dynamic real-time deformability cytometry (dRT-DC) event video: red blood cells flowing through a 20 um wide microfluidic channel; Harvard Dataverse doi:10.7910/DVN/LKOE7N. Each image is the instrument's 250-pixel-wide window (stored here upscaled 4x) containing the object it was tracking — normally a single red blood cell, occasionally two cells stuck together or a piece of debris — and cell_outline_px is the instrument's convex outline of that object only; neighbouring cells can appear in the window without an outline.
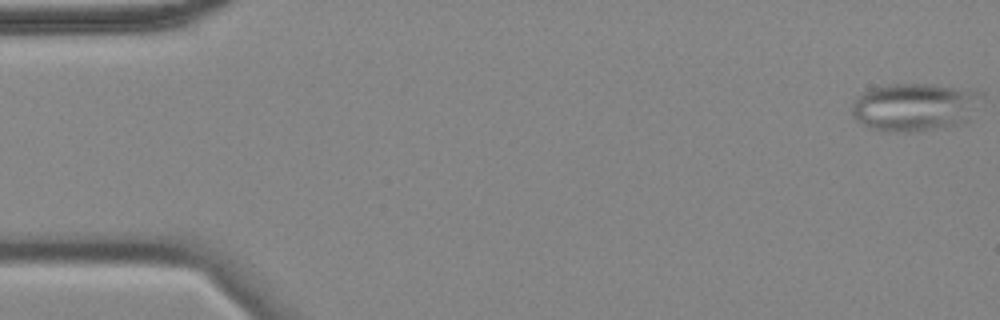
{"species": "common noctule bat (a hibernating species)", "species_latin": "Nyctalus noctula", "temperature_condition": "cold", "stored_images_in_passage": 57, "camera_frame_rate_fps": 3000, "um_per_image_px": 0.085, "animal": {"sex": "female", "body_mass_g": 18.4}, "frame": {"image": 1, "passage_image": 1, "time_ms": 0.0, "image_size_px": [1000, 320], "cell_outline_px": [[984, 96], [968, 120], [964, 124], [948, 128], [916, 132], [880, 132], [868, 128], [856, 120], [852, 116], [852, 104], [856, 96], [872, 88], [892, 84], [936, 84], [968, 88], [984, 92]], "centroid_in_image_um": [77.79, 9.12], "position_along_channel_um": 7.2, "area_um2": 37.45}}
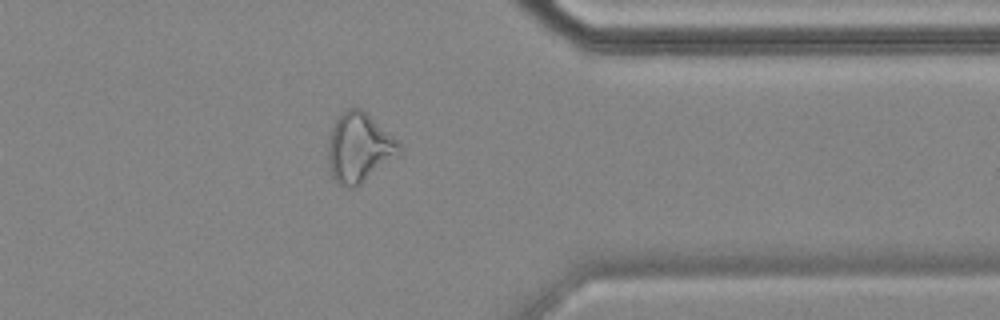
{"frame": {"image": 2, "passage_image": 45, "time_ms": 14.667, "image_size_px": [1000, 320], "cell_outline_px": [[400, 156], [360, 184], [352, 188], [348, 188], [336, 184], [332, 176], [328, 160], [328, 136], [332, 124], [348, 108], [360, 108], [392, 136], [400, 144]], "centroid_in_image_um": [30.5, 12.6], "position_along_channel_um": 380.9, "area_um2": 28.67}}
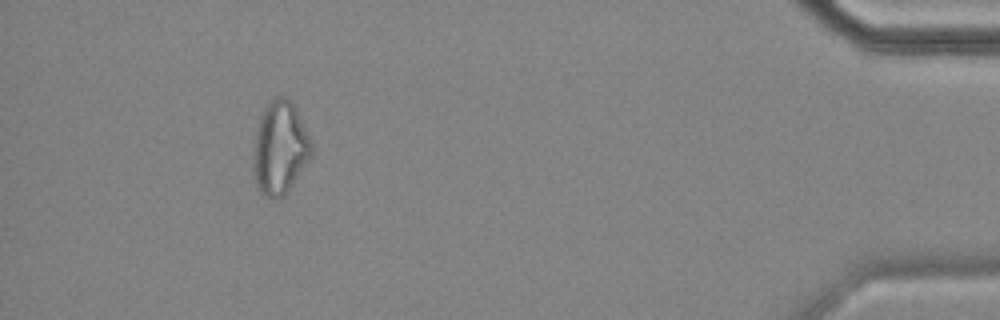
{"frame": {"image": 3, "passage_image": 52, "time_ms": 17.0, "image_size_px": [1000, 320], "cell_outline_px": [[312, 156], [284, 196], [276, 200], [268, 196], [256, 184], [252, 164], [256, 128], [260, 116], [264, 108], [276, 96], [284, 96], [292, 100], [312, 140]], "centroid_in_image_um": [23.81, 12.54], "position_along_channel_um": 411.4, "area_um2": 31.62}, "authors_computed_cell_mechanics": {"area_um2": 29.1312, "velocity_mm_per_s": 3.5263, "shape_relaxation_time_tau1_ms": null, "shape_relaxation_time_tau2_ms": 4.0535, "deformation_change_tau1": null, "deformation_change_tau2": 0.1424}}